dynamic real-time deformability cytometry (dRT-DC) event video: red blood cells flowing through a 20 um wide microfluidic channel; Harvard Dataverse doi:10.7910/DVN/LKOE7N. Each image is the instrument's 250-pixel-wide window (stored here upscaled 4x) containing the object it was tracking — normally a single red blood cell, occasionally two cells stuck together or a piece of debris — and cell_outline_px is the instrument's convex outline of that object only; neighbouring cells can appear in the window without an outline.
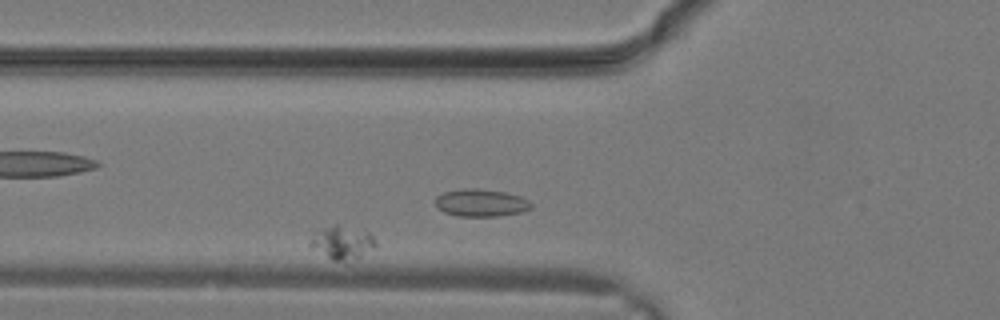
{"species": "common noctule bat (a hibernating species)", "species_latin": "Nyctalus noctula", "temperature_condition": "warm", "stored_images_in_passage": 20, "camera_frame_rate_fps": 3000, "um_per_image_px": 0.085, "animal": {"sex": "male", "body_mass_g": 19.2, "forearm_length_mm": 51.8}, "frame": {"image": 1, "passage_image": 3, "time_ms": 0.667, "image_size_px": [1000, 320], "cell_outline_px": [[376, 244], [372, 248], [360, 256], [344, 260], [332, 260], [308, 244], [308, 240], [316, 232], [324, 228], [336, 224], [368, 232], [376, 240]], "centroid_in_image_um": [29.06, 20.59], "position_along_channel_um": 96.7, "area_um2": 12.14}}
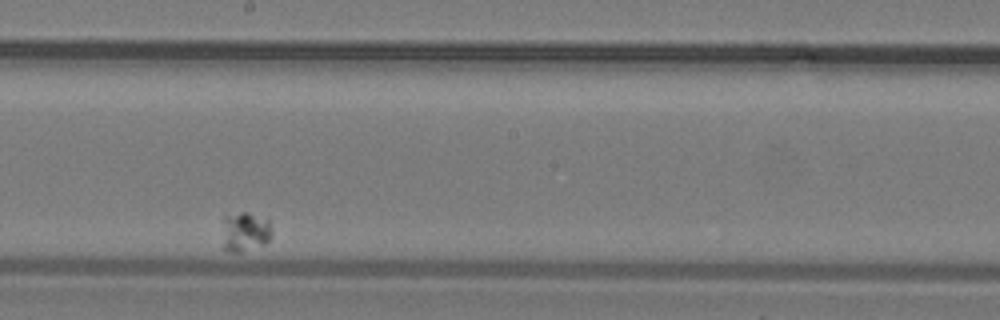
{"frame": {"image": 2, "passage_image": 11, "time_ms": 3.333, "image_size_px": [1000, 320], "cell_outline_px": [[272, 236], [264, 244], [240, 252], [228, 252], [220, 248], [224, 216], [240, 212], [248, 212], [268, 216], [272, 232]], "centroid_in_image_um": [20.81, 19.69], "position_along_channel_um": 227.4, "area_um2": 12.08}}
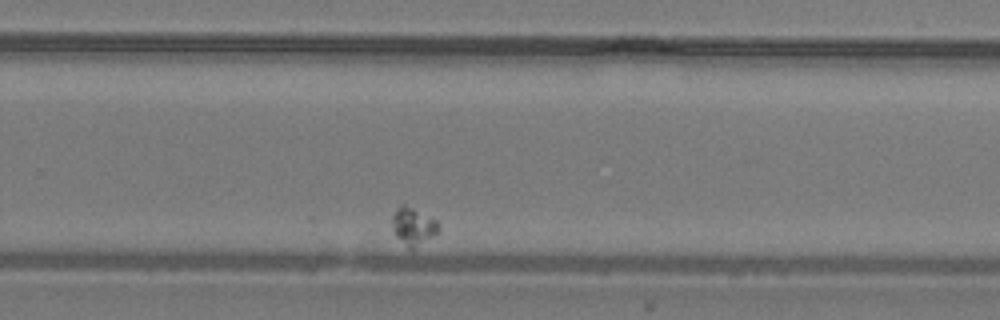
{"frame": {"image": 3, "passage_image": 15, "time_ms": 4.667, "image_size_px": [1000, 320], "cell_outline_px": [[440, 228], [436, 236], [412, 248], [408, 248], [396, 236], [392, 228], [392, 216], [396, 208], [400, 204], [404, 204], [436, 220], [440, 224]], "centroid_in_image_um": [35.14, 19.23], "position_along_channel_um": 294.7, "area_um2": 10.12}}